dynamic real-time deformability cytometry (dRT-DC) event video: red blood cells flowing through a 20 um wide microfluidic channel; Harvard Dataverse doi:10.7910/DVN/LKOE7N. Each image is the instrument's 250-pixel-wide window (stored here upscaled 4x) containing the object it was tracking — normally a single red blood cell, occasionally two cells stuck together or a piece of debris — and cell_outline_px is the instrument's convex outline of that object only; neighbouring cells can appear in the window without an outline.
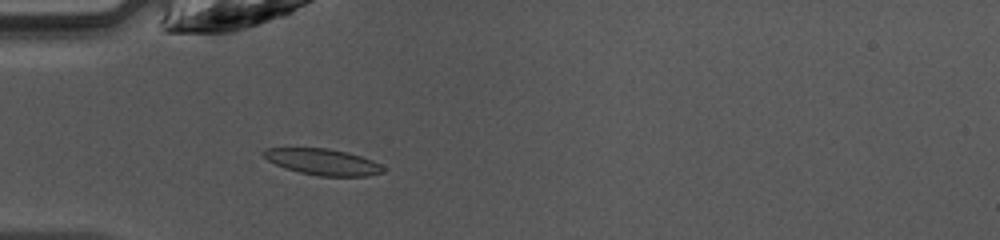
{"species": "common noctule bat (a hibernating species)", "species_latin": "Nyctalus noctula", "temperature_condition": "warm", "stored_images_in_passage": 46, "camera_frame_rate_fps": 3000, "um_per_image_px": 0.085, "animal": {"sex": "female", "body_mass_g": 10.0, "forearm_length_mm": 53.1}, "frame": {"image": 1, "passage_image": 13, "time_ms": 4.0, "image_size_px": [1000, 240], "cell_outline_px": [[384, 172], [364, 176], [320, 176], [300, 172], [284, 168], [268, 160], [260, 152], [264, 148], [328, 148], [348, 152], [372, 160], [380, 164], [384, 168]], "centroid_in_image_um": [27.41, 13.75], "position_along_channel_um": 57.6, "area_um2": 18.21}}
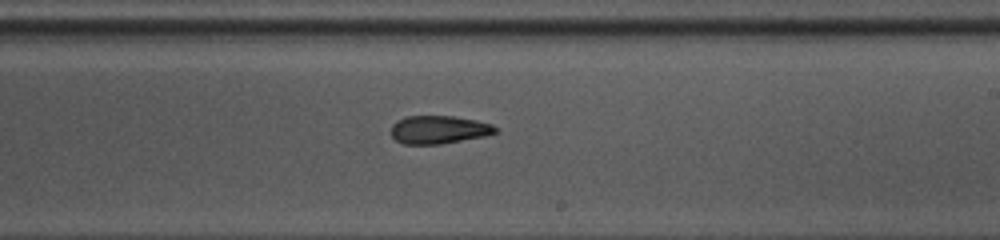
{"frame": {"image": 2, "passage_image": 27, "time_ms": 8.667, "image_size_px": [1000, 240], "cell_outline_px": [[500, 132], [484, 136], [440, 144], [404, 144], [396, 140], [388, 132], [392, 124], [396, 120], [408, 116], [452, 116], [476, 120], [492, 124]], "centroid_in_image_um": [37.26, 11.02], "position_along_channel_um": 251.7, "area_um2": 17.22}}
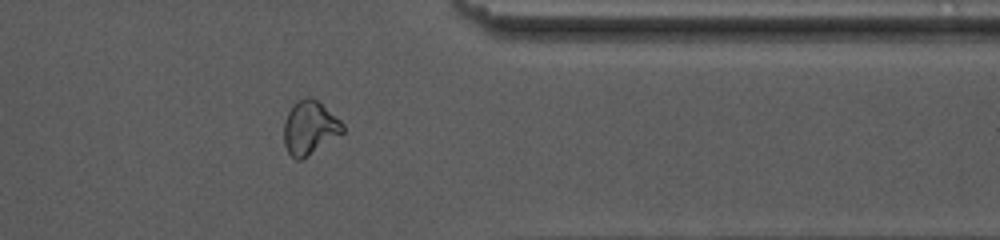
{"frame": {"image": 3, "passage_image": 37, "time_ms": 12.0, "image_size_px": [1000, 240], "cell_outline_px": [[344, 132], [300, 160], [296, 160], [288, 152], [284, 144], [284, 120], [292, 104], [304, 96], [312, 96], [340, 120], [344, 124]], "centroid_in_image_um": [26.3, 10.82], "position_along_channel_um": 385.1, "area_um2": 18.26}, "authors_computed_cell_mechanics": {"area_um2": 17.7735, "velocity_mm_per_s": 4.2359, "shape_relaxation_time_tau1_ms": null, "shape_relaxation_time_tau2_ms": 2.5368, "deformation_change_tau1": null, "deformation_change_tau2": 0.088}}